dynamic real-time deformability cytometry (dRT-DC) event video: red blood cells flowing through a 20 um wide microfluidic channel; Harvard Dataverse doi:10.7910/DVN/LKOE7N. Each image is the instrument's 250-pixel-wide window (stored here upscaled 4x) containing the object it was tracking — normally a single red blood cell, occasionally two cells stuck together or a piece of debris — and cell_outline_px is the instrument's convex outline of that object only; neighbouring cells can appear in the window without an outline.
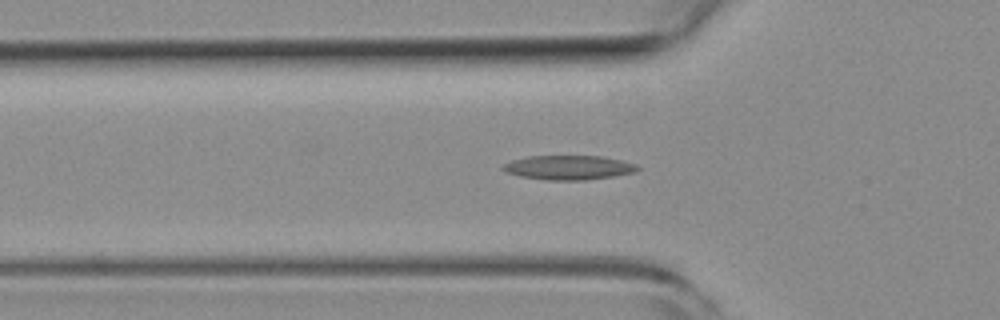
{"species": "common noctule bat (a hibernating species)", "species_latin": "Nyctalus noctula", "temperature_condition": "room temperature", "stored_images_in_passage": 41, "camera_frame_rate_fps": 3000, "um_per_image_px": 0.085, "animal": {"sex": "female", "body_mass_g": 19.3, "forearm_length_mm": 54.1}, "frame": {"image": 1, "passage_image": 10, "time_ms": 3.0, "image_size_px": [1000, 320], "cell_outline_px": [[640, 168], [632, 172], [612, 176], [588, 180], [548, 180], [520, 176], [508, 172], [500, 168], [504, 164], [512, 160], [528, 156], [600, 156], [620, 160], [636, 164]], "centroid_in_image_um": [48.31, 14.24], "position_along_channel_um": 77.5, "area_um2": 18.84}}
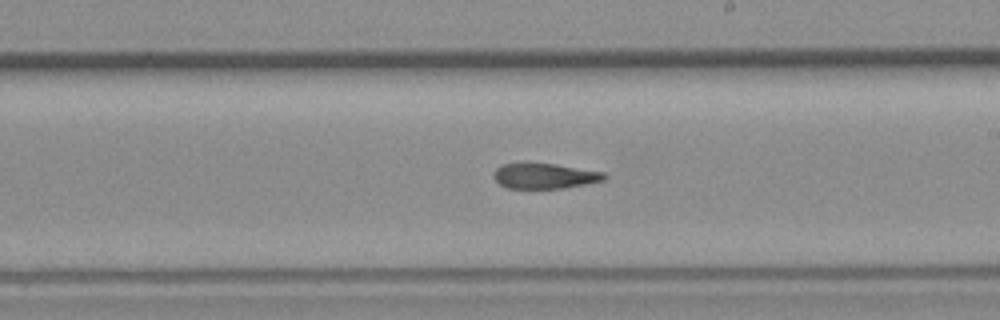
{"frame": {"image": 2, "passage_image": 23, "time_ms": 7.333, "image_size_px": [1000, 320], "cell_outline_px": [[608, 176], [604, 180], [588, 184], [564, 188], [508, 188], [500, 184], [492, 176], [492, 172], [496, 168], [504, 164], [556, 164], [604, 172]], "centroid_in_image_um": [46.32, 14.97], "position_along_channel_um": 242.7, "area_um2": 16.24}}
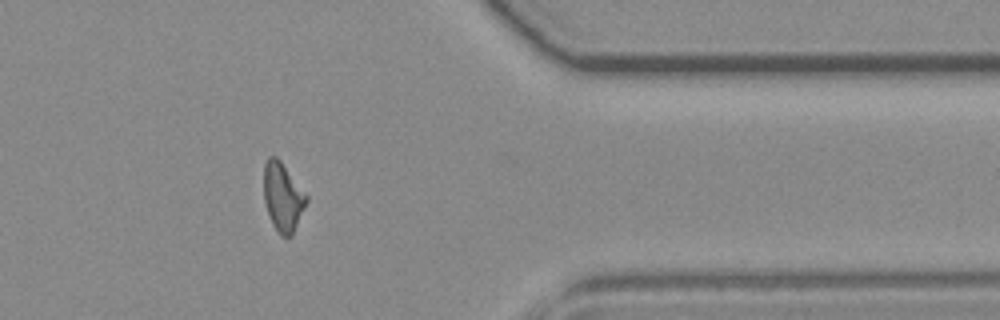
{"frame": {"image": 3, "passage_image": 36, "time_ms": 11.667, "image_size_px": [1000, 320], "cell_outline_px": [[308, 200], [292, 236], [280, 236], [276, 232], [272, 224], [264, 200], [264, 164], [268, 156], [276, 156], [280, 160], [308, 196]], "centroid_in_image_um": [24.03, 16.75], "position_along_channel_um": 387.4, "area_um2": 17.05}, "authors_computed_cell_mechanics": {"area_um2": 17.4556, "velocity_mm_per_s": 3.8065, "shape_relaxation_time_tau1_ms": null, "shape_relaxation_time_tau2_ms": 3.8008, "deformation_change_tau1": null, "deformation_change_tau2": 0.1261}}